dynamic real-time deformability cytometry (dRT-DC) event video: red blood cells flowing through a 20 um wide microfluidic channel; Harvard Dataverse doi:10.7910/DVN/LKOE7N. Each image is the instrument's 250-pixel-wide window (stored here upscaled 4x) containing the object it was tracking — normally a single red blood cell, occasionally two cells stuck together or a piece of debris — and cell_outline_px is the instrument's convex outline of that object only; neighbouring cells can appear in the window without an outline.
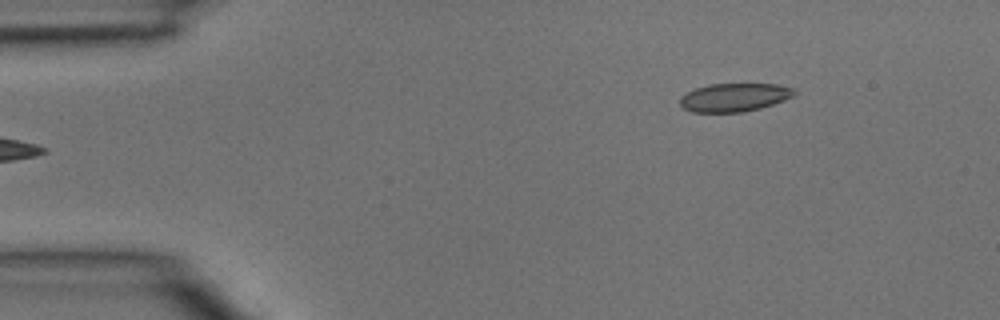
{"species": "common noctule bat (a hibernating species)", "species_latin": "Nyctalus noctula", "temperature_condition": "room temperature", "stored_images_in_passage": 4, "segment_of_instrument_passage": [2, 2], "camera_frame_rate_fps": 3000, "um_per_image_px": 0.085, "animal": {"sex": "male", "body_mass_g": 15.6}, "frame": {"image": 1, "passage_image": 4, "time_ms": 1.0, "image_size_px": [1000, 320], "cell_outline_px": [[796, 92], [792, 96], [784, 100], [760, 108], [744, 112], [692, 112], [684, 108], [680, 104], [680, 96], [696, 88], [708, 84], [776, 84], [796, 88]], "centroid_in_image_um": [62.42, 8.27], "position_along_channel_um": 22.6, "area_um2": 18.84}}